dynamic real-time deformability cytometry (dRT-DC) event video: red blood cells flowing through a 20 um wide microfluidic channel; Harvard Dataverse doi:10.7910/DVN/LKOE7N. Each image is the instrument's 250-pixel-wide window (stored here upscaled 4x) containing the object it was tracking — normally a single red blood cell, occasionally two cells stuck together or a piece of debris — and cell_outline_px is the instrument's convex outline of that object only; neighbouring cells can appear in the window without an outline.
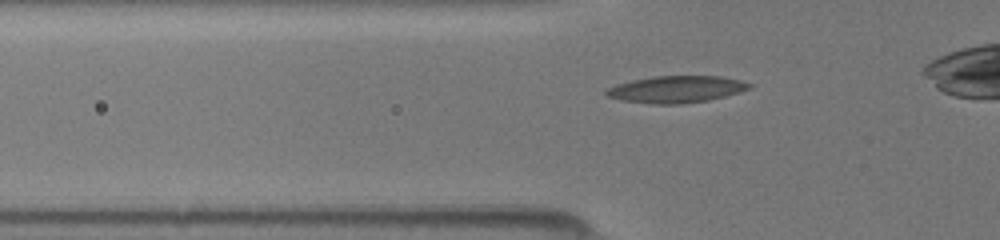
{"species": "common noctule bat (a hibernating species)", "species_latin": "Nyctalus noctula", "temperature_condition": "room temperature", "stored_images_in_passage": 29, "camera_frame_rate_fps": 3000, "um_per_image_px": 0.085, "animal": {"sex": "female", "body_mass_g": 19.5, "forearm_length_mm": 54.1}, "frame": {"image": 1, "passage_image": 2, "time_ms": 0.333, "image_size_px": [1000, 240], "cell_outline_px": [[752, 88], [724, 96], [708, 100], [680, 104], [652, 104], [620, 100], [608, 96], [604, 92], [608, 88], [616, 84], [632, 80], [652, 76], [720, 76], [740, 80], [752, 84]], "centroid_in_image_um": [57.47, 7.58], "position_along_channel_um": 68.3, "area_um2": 22.37}}
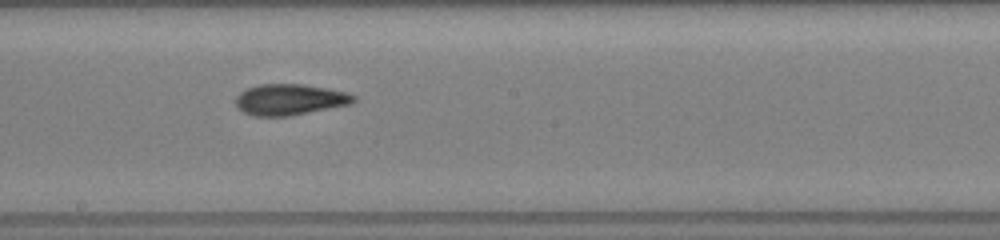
{"frame": {"image": 2, "passage_image": 13, "time_ms": 4.0, "image_size_px": [1000, 240], "cell_outline_px": [[356, 100], [352, 104], [288, 116], [252, 116], [236, 108], [236, 96], [240, 92], [248, 88], [260, 84], [304, 84], [328, 88], [348, 92], [356, 96]], "centroid_in_image_um": [24.65, 8.46], "position_along_channel_um": 223.6, "area_um2": 21.5}}
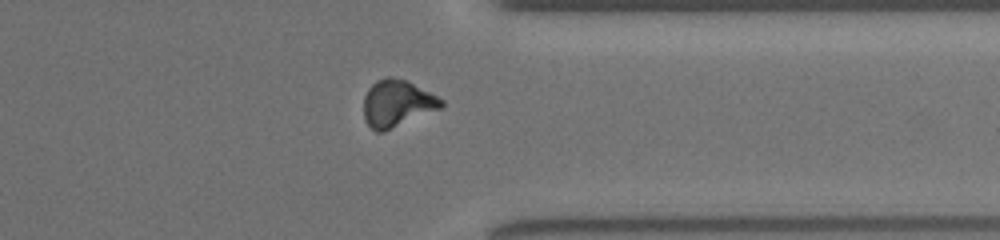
{"frame": {"image": 3, "passage_image": 24, "time_ms": 7.667, "image_size_px": [1000, 240], "cell_outline_px": [[444, 104], [440, 108], [384, 132], [376, 132], [364, 120], [364, 96], [368, 88], [376, 80], [384, 76], [392, 76], [408, 80], [444, 100]], "centroid_in_image_um": [33.73, 8.76], "position_along_channel_um": 377.7, "area_um2": 21.33}}